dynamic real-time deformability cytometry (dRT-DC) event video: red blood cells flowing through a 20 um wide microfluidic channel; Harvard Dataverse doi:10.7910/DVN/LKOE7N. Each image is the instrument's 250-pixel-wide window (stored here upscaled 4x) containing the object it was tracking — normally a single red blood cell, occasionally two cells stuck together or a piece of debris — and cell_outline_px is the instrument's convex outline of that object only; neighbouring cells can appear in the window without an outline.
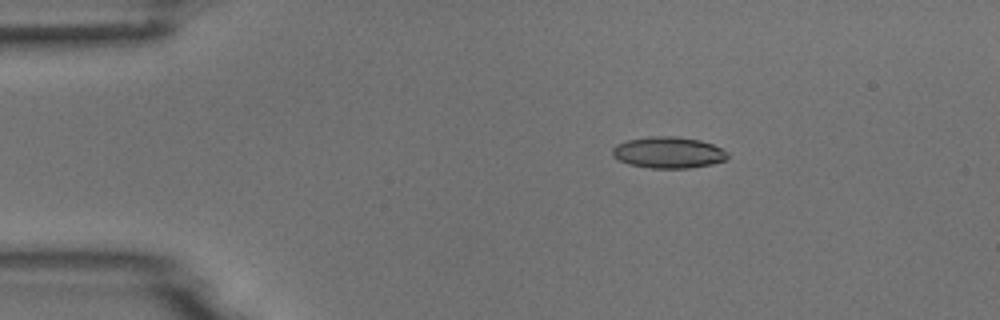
{"species": "common noctule bat (a hibernating species)", "species_latin": "Nyctalus noctula", "temperature_condition": "room temperature", "stored_images_in_passage": 9, "camera_frame_rate_fps": 3000, "um_per_image_px": 0.085, "animal": {"sex": "male", "body_mass_g": 18.8}, "frame": {"image": 1, "passage_image": 3, "time_ms": 0.667, "image_size_px": [1000, 320], "cell_outline_px": [[728, 160], [712, 164], [688, 168], [648, 168], [628, 164], [612, 156], [612, 148], [616, 144], [628, 140], [648, 136], [676, 136], [700, 140], [712, 144], [728, 152]], "centroid_in_image_um": [56.81, 12.96], "position_along_channel_um": 28.2, "area_um2": 21.21}}